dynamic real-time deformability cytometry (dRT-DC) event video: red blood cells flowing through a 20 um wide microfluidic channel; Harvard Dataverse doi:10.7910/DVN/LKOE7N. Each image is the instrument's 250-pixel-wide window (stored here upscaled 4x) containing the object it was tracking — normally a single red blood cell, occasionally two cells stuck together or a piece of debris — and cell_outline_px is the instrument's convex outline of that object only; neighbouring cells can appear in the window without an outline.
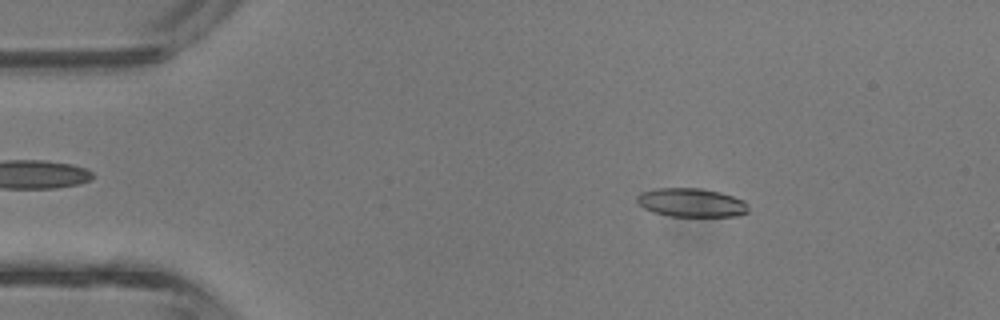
{"species": "common noctule bat (a hibernating species)", "species_latin": "Nyctalus noctula", "temperature_condition": "room temperature", "stored_images_in_passage": 41, "camera_frame_rate_fps": 3000, "um_per_image_px": 0.085, "animal": {"sex": "male", "body_mass_g": 13.3}, "frame": {"image": 1, "passage_image": 6, "time_ms": 1.667, "image_size_px": [1000, 320], "cell_outline_px": [[748, 212], [736, 216], [672, 216], [652, 212], [644, 208], [636, 200], [636, 196], [640, 192], [656, 188], [700, 188], [720, 192], [744, 200], [748, 204]], "centroid_in_image_um": [58.76, 17.21], "position_along_channel_um": 26.2, "area_um2": 18.67}}
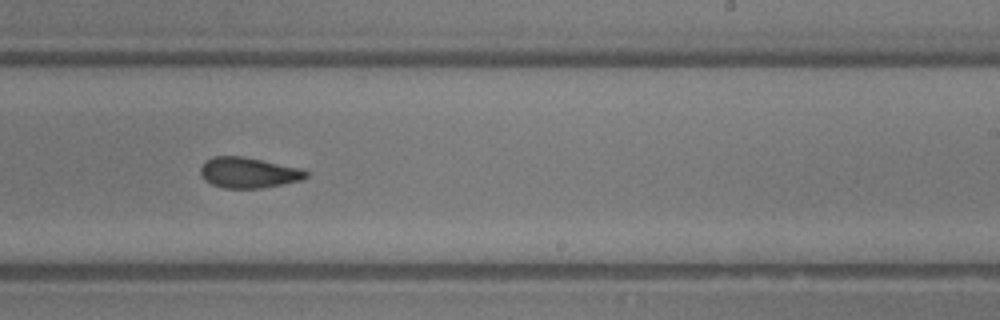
{"frame": {"image": 2, "passage_image": 25, "time_ms": 8.0, "image_size_px": [1000, 320], "cell_outline_px": [[308, 176], [304, 180], [260, 188], [224, 188], [212, 184], [204, 180], [200, 176], [200, 168], [204, 160], [212, 156], [244, 156], [304, 168], [308, 172]], "centroid_in_image_um": [21.13, 14.66], "position_along_channel_um": 267.9, "area_um2": 19.25}}
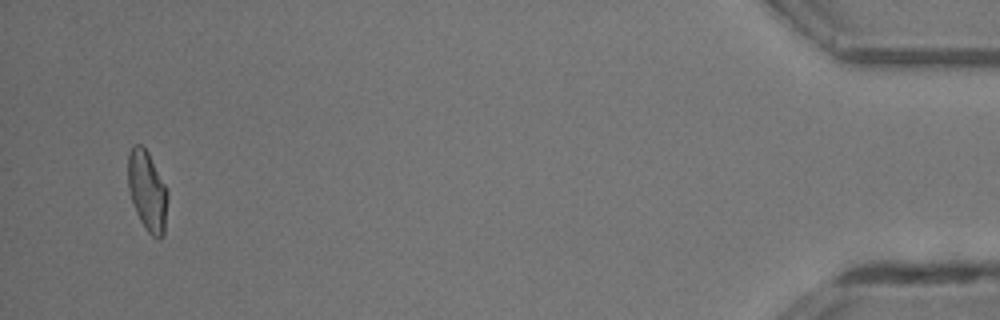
{"frame": {"image": 3, "passage_image": 40, "time_ms": 13.0, "image_size_px": [1000, 320], "cell_outline_px": [[168, 196], [164, 236], [160, 240], [152, 236], [144, 228], [136, 212], [128, 188], [128, 152], [132, 144], [140, 144], [148, 152], [168, 188]], "centroid_in_image_um": [12.54, 16.24], "position_along_channel_um": 422.7, "area_um2": 18.84}, "authors_computed_cell_mechanics": {"area_um2": 18.8428, "velocity_mm_per_s": 4.839, "shape_relaxation_time_tau1_ms": 3.9169, "shape_relaxation_time_tau2_ms": 1.8285, "deformation_change_tau1": 0.1554, "deformation_change_tau2": 0.0997}}